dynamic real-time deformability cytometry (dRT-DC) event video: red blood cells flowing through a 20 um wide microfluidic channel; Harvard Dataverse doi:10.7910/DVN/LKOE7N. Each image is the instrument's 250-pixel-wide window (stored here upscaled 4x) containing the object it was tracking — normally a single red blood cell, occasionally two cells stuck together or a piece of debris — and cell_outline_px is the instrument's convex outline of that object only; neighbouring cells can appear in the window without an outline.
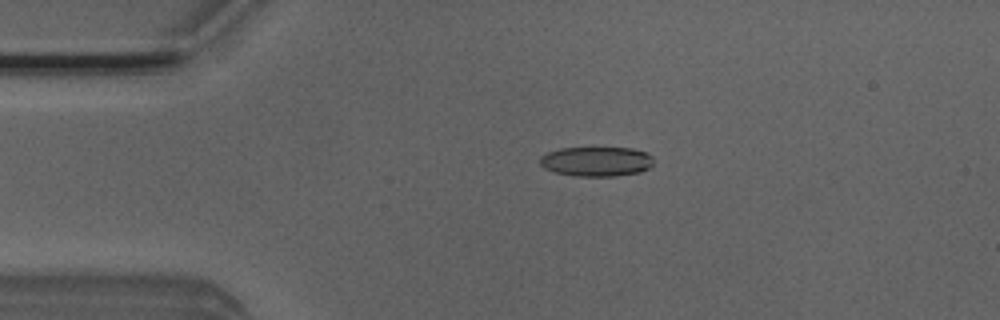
{"species": "Egyptian fruit bat (a non-hibernating species)", "species_latin": "Rousettus aegyptiacus", "temperature_condition": "room temperature", "stored_images_in_passage": 51, "camera_frame_rate_fps": 3000, "um_per_image_px": 0.085, "animal": {"sex": "male"}, "frame": {"image": 1, "passage_image": 11, "time_ms": 3.333, "image_size_px": [1000, 320], "cell_outline_px": [[652, 164], [648, 168], [640, 172], [616, 176], [576, 176], [556, 172], [544, 168], [540, 164], [540, 156], [548, 152], [560, 148], [632, 148], [644, 152], [652, 156]], "centroid_in_image_um": [50.68, 13.72], "position_along_channel_um": 34.3, "area_um2": 19.54}}
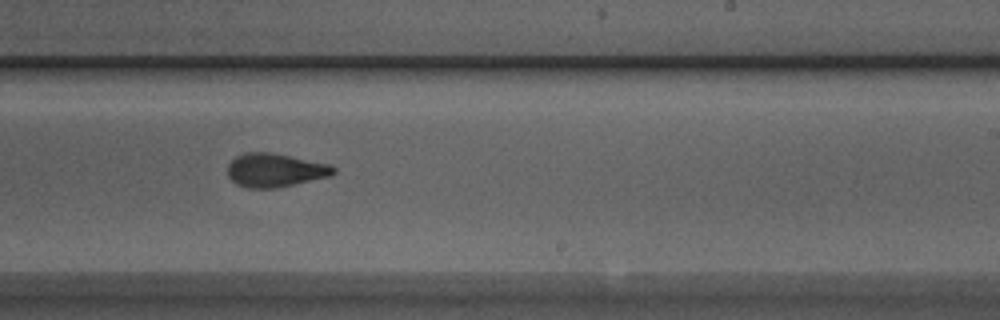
{"frame": {"image": 2, "passage_image": 31, "time_ms": 10.0, "image_size_px": [1000, 320], "cell_outline_px": [[336, 172], [332, 176], [276, 188], [248, 188], [236, 184], [228, 176], [228, 164], [236, 156], [244, 152], [268, 152], [332, 164], [336, 168]], "centroid_in_image_um": [23.41, 14.47], "position_along_channel_um": 265.6, "area_um2": 20.87}}
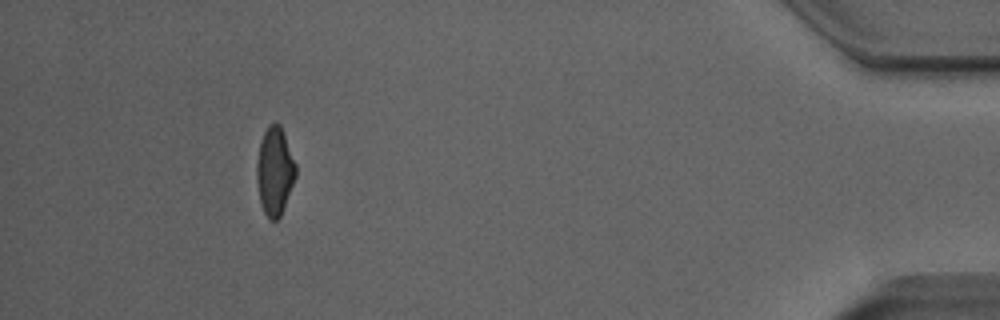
{"frame": {"image": 3, "passage_image": 47, "time_ms": 15.333, "image_size_px": [1000, 320], "cell_outline_px": [[296, 176], [284, 208], [280, 216], [276, 220], [268, 220], [260, 204], [256, 180], [256, 164], [260, 140], [268, 124], [276, 120], [280, 124], [296, 164]], "centroid_in_image_um": [23.33, 14.54], "position_along_channel_um": 411.9, "area_um2": 20.35}, "authors_computed_cell_mechanics": {"area_um2": 20.3456, "velocity_mm_per_s": 4.0147, "shape_relaxation_time_tau1_ms": 7.7045, "shape_relaxation_time_tau2_ms": 1.5099, "deformation_change_tau1": 0.1974, "deformation_change_tau2": 0.0831}}